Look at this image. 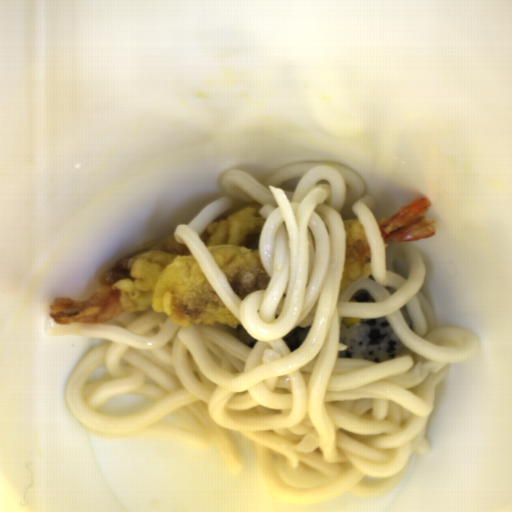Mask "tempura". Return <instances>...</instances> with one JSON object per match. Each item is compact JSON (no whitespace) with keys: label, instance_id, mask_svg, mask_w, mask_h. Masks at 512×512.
<instances>
[{"label":"tempura","instance_id":"1","mask_svg":"<svg viewBox=\"0 0 512 512\" xmlns=\"http://www.w3.org/2000/svg\"><path fill=\"white\" fill-rule=\"evenodd\" d=\"M147 307L165 313L181 327L240 325L189 248L172 232L144 242L109 265L88 300L55 297L49 309L56 324L69 325L100 324Z\"/></svg>","mask_w":512,"mask_h":512},{"label":"tempura","instance_id":"2","mask_svg":"<svg viewBox=\"0 0 512 512\" xmlns=\"http://www.w3.org/2000/svg\"><path fill=\"white\" fill-rule=\"evenodd\" d=\"M262 207L254 202L235 204L209 222L200 235L241 302L252 292L268 289L271 280L258 249L245 247L250 237L259 235L265 225Z\"/></svg>","mask_w":512,"mask_h":512},{"label":"tempura","instance_id":"3","mask_svg":"<svg viewBox=\"0 0 512 512\" xmlns=\"http://www.w3.org/2000/svg\"><path fill=\"white\" fill-rule=\"evenodd\" d=\"M431 206L427 195L414 199L401 207L393 216L378 218L381 237L388 241H415L436 233V220H428L425 214Z\"/></svg>","mask_w":512,"mask_h":512},{"label":"tempura","instance_id":"4","mask_svg":"<svg viewBox=\"0 0 512 512\" xmlns=\"http://www.w3.org/2000/svg\"><path fill=\"white\" fill-rule=\"evenodd\" d=\"M346 230L340 291L354 280L372 275L371 249L366 231L357 218L343 220Z\"/></svg>","mask_w":512,"mask_h":512}]
</instances>
